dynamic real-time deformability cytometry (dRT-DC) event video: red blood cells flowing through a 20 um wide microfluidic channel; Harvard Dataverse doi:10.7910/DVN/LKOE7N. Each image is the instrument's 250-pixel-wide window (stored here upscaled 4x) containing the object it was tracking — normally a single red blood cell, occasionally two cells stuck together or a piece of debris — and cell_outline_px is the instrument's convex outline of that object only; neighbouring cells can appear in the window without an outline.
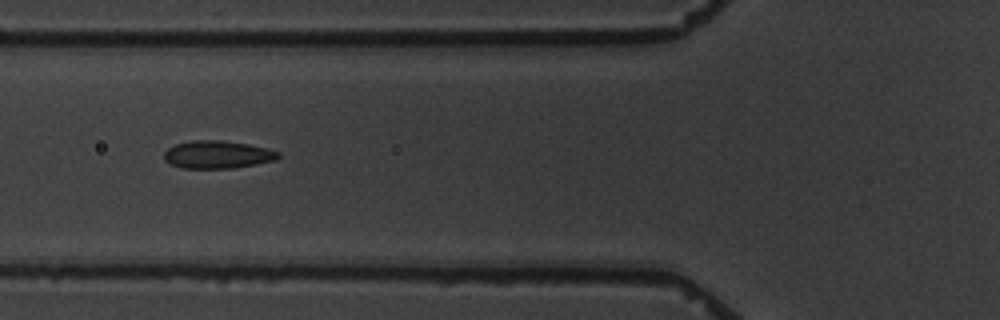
{"species": "common noctule bat (a hibernating species)", "species_latin": "Nyctalus noctula", "temperature_condition": "warm", "stored_images_in_passage": 16, "segment_of_instrument_passage": [1, 2], "camera_frame_rate_fps": 3000, "um_per_image_px": 0.085, "animal": {"sex": "male", "body_mass_g": 19.5, "forearm_length_mm": 54.6}, "frame": {"image": 1, "passage_image": 6, "time_ms": 6.667, "image_size_px": [1000, 320], "cell_outline_px": [[280, 156], [276, 160], [236, 168], [180, 168], [164, 160], [164, 152], [168, 148], [176, 144], [192, 140], [220, 140], [248, 144], [268, 148], [280, 152]], "centroid_in_image_um": [18.5, 13.14], "position_along_channel_um": 107.3, "area_um2": 18.55}}
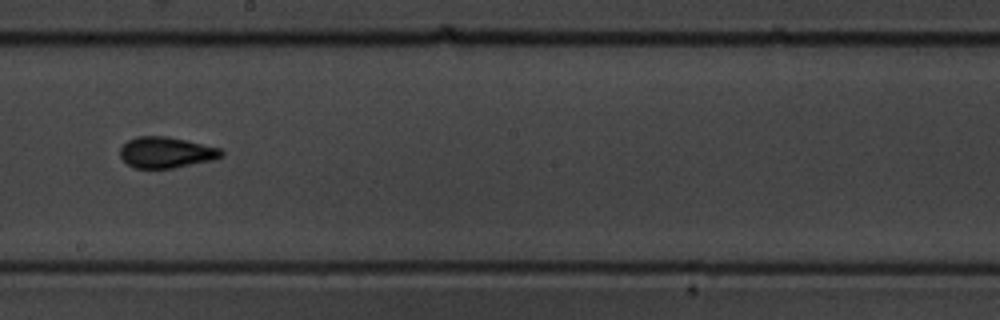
{"frame": {"image": 2, "passage_image": 9, "time_ms": 10.333, "image_size_px": [1000, 320], "cell_outline_px": [[224, 156], [212, 160], [172, 168], [136, 168], [128, 164], [120, 156], [120, 148], [128, 140], [136, 136], [164, 136], [184, 140], [220, 148], [224, 152]], "centroid_in_image_um": [14.12, 12.95], "position_along_channel_um": 234.1, "area_um2": 18.09}}
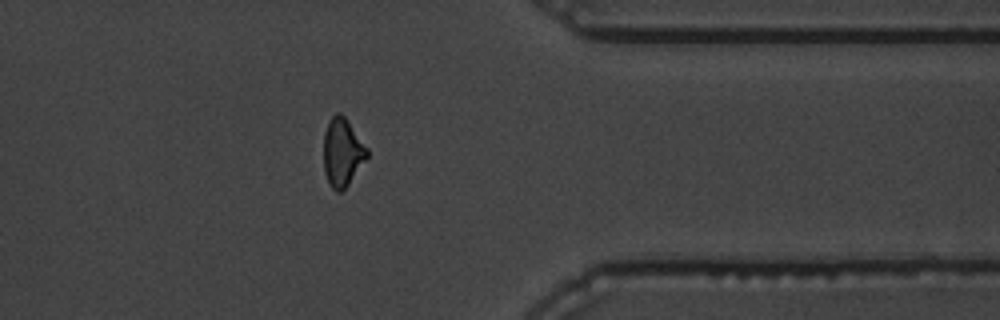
{"frame": {"image": 3, "passage_image": 13, "time_ms": 15.0, "image_size_px": [1000, 320], "cell_outline_px": [[368, 156], [348, 184], [340, 192], [336, 192], [332, 188], [324, 172], [324, 132], [332, 116], [336, 112], [340, 112], [348, 120], [368, 148]], "centroid_in_image_um": [29.1, 12.92], "position_along_channel_um": 382.3, "area_um2": 17.11}}